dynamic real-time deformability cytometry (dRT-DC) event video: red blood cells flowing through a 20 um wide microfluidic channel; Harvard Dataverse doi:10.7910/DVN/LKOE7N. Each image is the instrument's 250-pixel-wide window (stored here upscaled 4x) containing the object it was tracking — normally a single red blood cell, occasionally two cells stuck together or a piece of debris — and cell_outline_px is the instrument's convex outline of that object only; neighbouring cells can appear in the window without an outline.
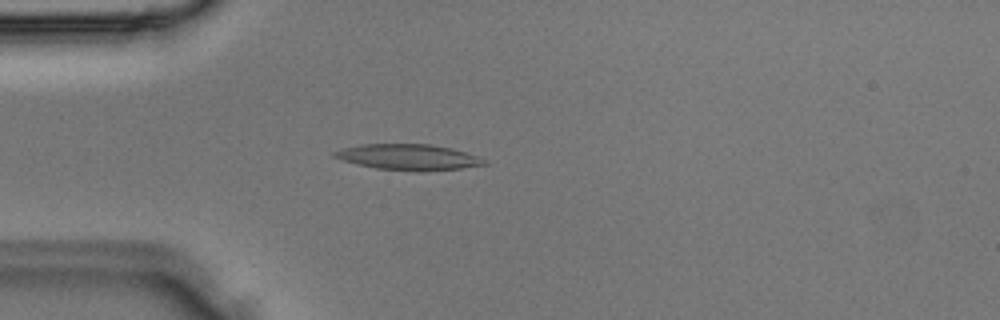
{"species": "Egyptian fruit bat (a non-hibernating species)", "species_latin": "Rousettus aegyptiacus", "temperature_condition": "room temperature", "stored_images_in_passage": 3, "camera_frame_rate_fps": 3000, "um_per_image_px": 0.085, "animal": {"sex": "male"}, "frame": {"image": 1, "passage_image": 3, "time_ms": 0.667, "image_size_px": [1000, 320], "cell_outline_px": [[488, 164], [460, 168], [420, 172], [416, 172], [376, 168], [356, 164], [332, 156], [332, 152], [340, 148], [360, 144], [428, 144], [452, 148], [468, 152], [480, 156], [488, 160]], "centroid_in_image_um": [34.74, 13.35], "position_along_channel_um": 50.3, "area_um2": 22.89}}